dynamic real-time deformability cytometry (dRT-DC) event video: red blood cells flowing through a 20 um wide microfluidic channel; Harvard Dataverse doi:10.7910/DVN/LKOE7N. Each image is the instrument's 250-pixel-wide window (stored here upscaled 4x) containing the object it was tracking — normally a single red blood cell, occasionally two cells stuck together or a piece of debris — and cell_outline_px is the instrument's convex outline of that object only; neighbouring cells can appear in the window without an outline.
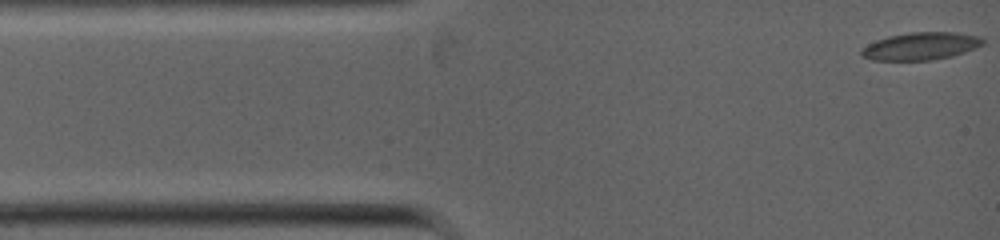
{"species": "common noctule bat (a hibernating species)", "species_latin": "Nyctalus noctula", "temperature_condition": "warm", "stored_images_in_passage": 52, "camera_frame_rate_fps": 5000, "um_per_image_px": 0.085, "animal": {"sex": "female", "body_mass_g": 19.0, "forearm_length_mm": 53.3}, "frame": {"image": 1, "passage_image": 1, "time_ms": 0.0, "image_size_px": [1000, 240], "cell_outline_px": [[984, 44], [976, 48], [952, 56], [932, 60], [872, 60], [860, 56], [860, 48], [876, 40], [888, 36], [908, 32], [956, 32], [980, 36], [984, 40]], "centroid_in_image_um": [78.25, 3.92], "position_along_channel_um": 6.7, "area_um2": 19.71}}
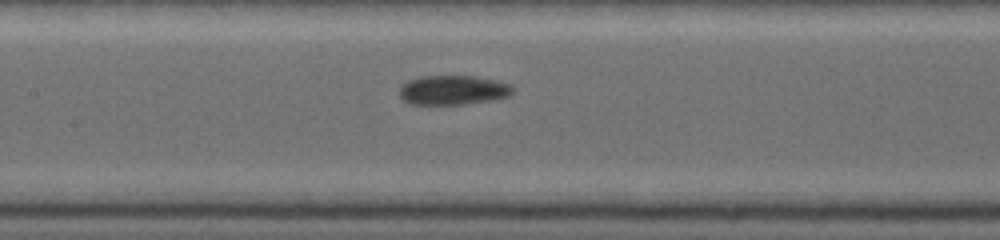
{"frame": {"image": 2, "passage_image": 23, "time_ms": 4.6, "image_size_px": [1000, 240], "cell_outline_px": [[516, 88], [508, 96], [496, 100], [464, 104], [412, 104], [404, 100], [400, 96], [400, 88], [408, 80], [420, 76], [476, 76], [496, 80], [512, 84]], "centroid_in_image_um": [38.57, 7.65], "position_along_channel_um": 168.8, "area_um2": 19.59}}
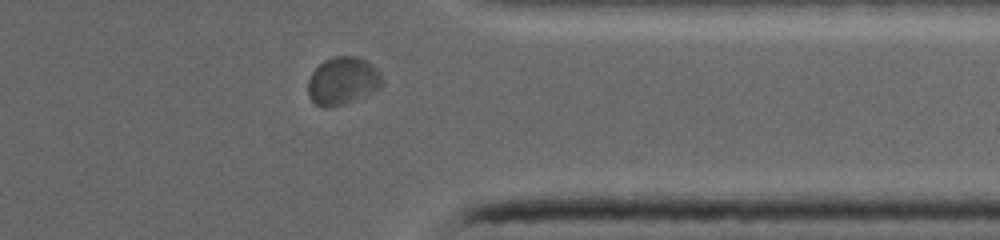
{"frame": {"image": 3, "passage_image": 45, "time_ms": 9.0, "image_size_px": [1000, 240], "cell_outline_px": [[384, 80], [380, 88], [344, 104], [324, 108], [316, 104], [308, 96], [308, 80], [312, 72], [324, 60], [332, 56], [356, 56], [368, 60], [380, 72]], "centroid_in_image_um": [29.14, 6.85], "position_along_channel_um": 382.3, "area_um2": 20.69}}